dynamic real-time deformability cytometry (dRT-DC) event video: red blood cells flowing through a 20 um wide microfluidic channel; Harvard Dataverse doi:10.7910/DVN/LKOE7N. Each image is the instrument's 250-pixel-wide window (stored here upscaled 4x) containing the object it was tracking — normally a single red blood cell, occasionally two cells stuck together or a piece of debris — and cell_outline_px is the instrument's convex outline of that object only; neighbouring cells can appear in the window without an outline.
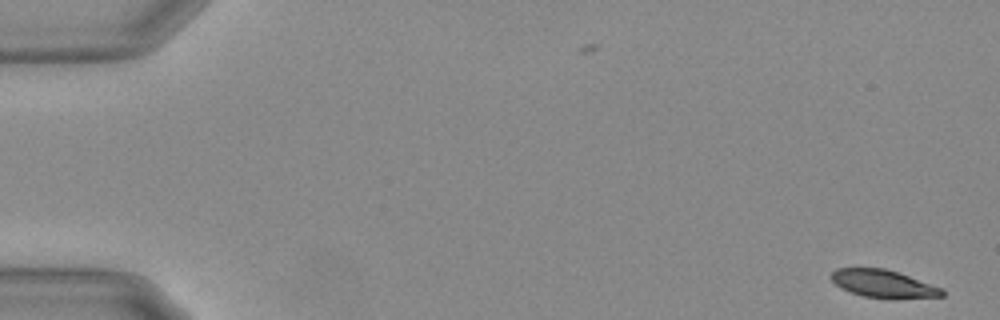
{"species": "Egyptian fruit bat (a non-hibernating species)", "species_latin": "Rousettus aegyptiacus", "temperature_condition": "warm", "stored_images_in_passage": 55, "camera_frame_rate_fps": 3000, "um_per_image_px": 0.085, "animal": {"sex": "female"}, "frame": {"image": 1, "passage_image": 1, "time_ms": 0.0, "image_size_px": [1000, 320], "cell_outline_px": [[944, 296], [896, 300], [892, 300], [864, 296], [840, 288], [828, 276], [836, 268], [884, 268], [944, 288]], "centroid_in_image_um": [75.11, 24.14], "position_along_channel_um": 9.9, "area_um2": 18.21}}
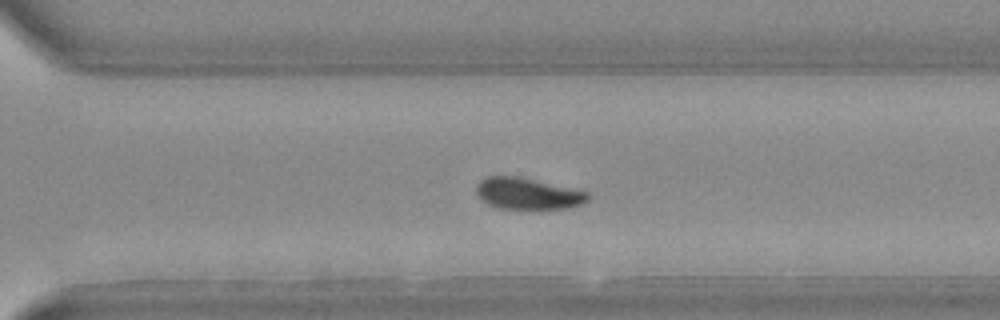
{"frame": {"image": 2, "passage_image": 39, "time_ms": 12.667, "image_size_px": [1000, 320], "cell_outline_px": [[592, 196], [588, 200], [580, 204], [568, 208], [536, 212], [496, 208], [480, 200], [476, 192], [476, 184], [480, 180], [488, 176], [516, 176], [588, 192]], "centroid_in_image_um": [44.84, 16.52], "position_along_channel_um": 325.8, "area_um2": 21.27}}
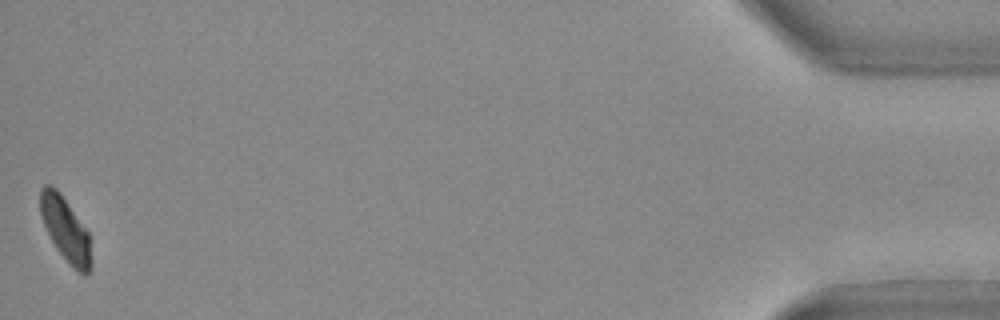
{"frame": {"image": 3, "passage_image": 55, "time_ms": 18.0, "image_size_px": [1000, 320], "cell_outline_px": [[92, 268], [84, 276], [76, 272], [72, 268], [56, 248], [40, 216], [40, 188], [44, 184], [48, 184], [56, 188], [60, 192], [88, 232], [92, 260]], "centroid_in_image_um": [5.58, 19.52], "position_along_channel_um": 429.6, "area_um2": 19.07}, "authors_computed_cell_mechanics": {"area_um2": 20.6346, "velocity_mm_per_s": 3.6768, "shape_relaxation_time_tau1_ms": 2.8944, "shape_relaxation_time_tau2_ms": 5.1076, "deformation_change_tau1": 0.1443, "deformation_change_tau2": 0.0884}}